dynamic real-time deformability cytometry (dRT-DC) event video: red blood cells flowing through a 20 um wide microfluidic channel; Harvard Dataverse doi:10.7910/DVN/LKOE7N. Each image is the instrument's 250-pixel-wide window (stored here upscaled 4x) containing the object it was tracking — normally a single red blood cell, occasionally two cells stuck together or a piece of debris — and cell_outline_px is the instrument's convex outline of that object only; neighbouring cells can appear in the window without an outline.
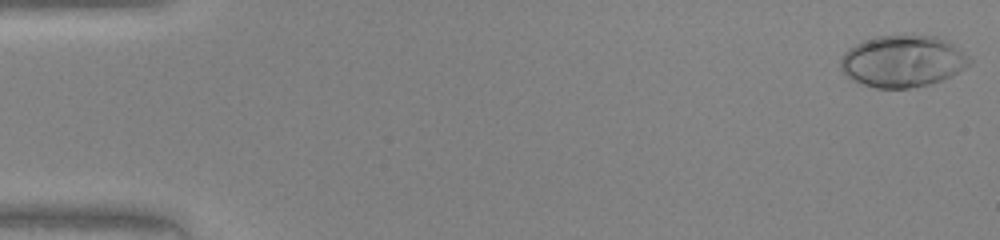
{"species": "human", "species_latin": "Homo sapiens", "temperature_condition": "warm", "stored_images_in_passage": 47, "camera_frame_rate_fps": 3000, "um_per_image_px": 0.085, "donor": {"sex": "female"}, "frame": {"image": 1, "passage_image": 1, "time_ms": 0.0, "image_size_px": [1000, 240], "cell_outline_px": [[972, 60], [964, 68], [940, 80], [928, 84], [908, 88], [876, 88], [852, 80], [844, 76], [840, 68], [840, 60], [844, 52], [848, 48], [864, 40], [876, 36], [936, 36], [948, 40], [968, 56]], "centroid_in_image_um": [76.68, 5.2], "position_along_channel_um": 8.3, "area_um2": 38.61}}
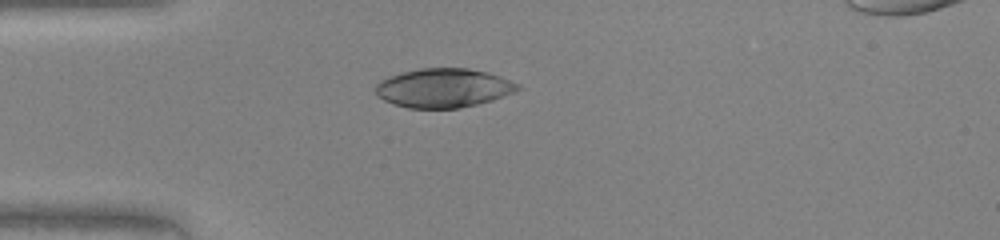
{"frame": {"image": 2, "passage_image": 13, "time_ms": 4.0, "image_size_px": [1000, 240], "cell_outline_px": [[524, 88], [516, 92], [492, 100], [460, 108], [408, 108], [392, 104], [376, 96], [376, 84], [380, 80], [404, 72], [420, 68], [468, 68], [488, 72], [500, 76], [520, 84]], "centroid_in_image_um": [37.74, 7.48], "position_along_channel_um": 47.3, "area_um2": 32.48}}
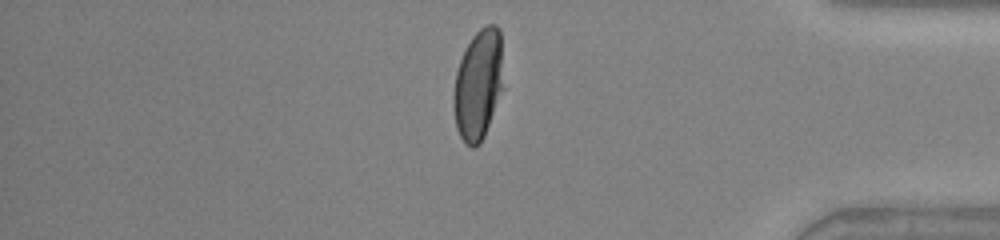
{"frame": {"image": 3, "passage_image": 40, "time_ms": 13.0, "image_size_px": [1000, 240], "cell_outline_px": [[504, 88], [484, 136], [480, 144], [476, 148], [472, 148], [464, 144], [456, 128], [452, 108], [452, 100], [456, 72], [460, 60], [472, 36], [484, 24], [496, 24], [500, 28]], "centroid_in_image_um": [40.66, 7.21], "position_along_channel_um": 394.5, "area_um2": 32.77}}